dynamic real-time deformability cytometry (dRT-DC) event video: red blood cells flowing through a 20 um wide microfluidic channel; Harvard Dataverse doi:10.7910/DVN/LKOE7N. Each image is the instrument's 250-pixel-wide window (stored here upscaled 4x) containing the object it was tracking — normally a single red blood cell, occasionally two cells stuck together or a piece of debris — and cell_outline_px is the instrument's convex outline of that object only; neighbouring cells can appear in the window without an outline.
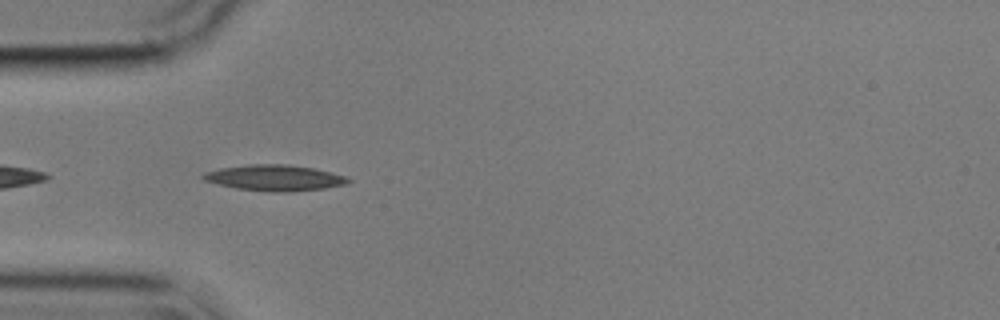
{"species": "common noctule bat (a hibernating species)", "species_latin": "Nyctalus noctula", "temperature_condition": "cold", "stored_images_in_passage": 39, "camera_frame_rate_fps": 3000, "um_per_image_px": 0.085, "animal": {"sex": "male", "body_mass_g": 17.9}, "frame": {"image": 1, "passage_image": 2, "time_ms": 0.333, "image_size_px": [1000, 320], "cell_outline_px": [[352, 180], [344, 184], [324, 188], [292, 192], [272, 192], [236, 188], [204, 180], [200, 176], [204, 172], [220, 168], [248, 164], [288, 164], [312, 168], [348, 176]], "centroid_in_image_um": [23.34, 15.11], "position_along_channel_um": 61.7, "area_um2": 21.85}}
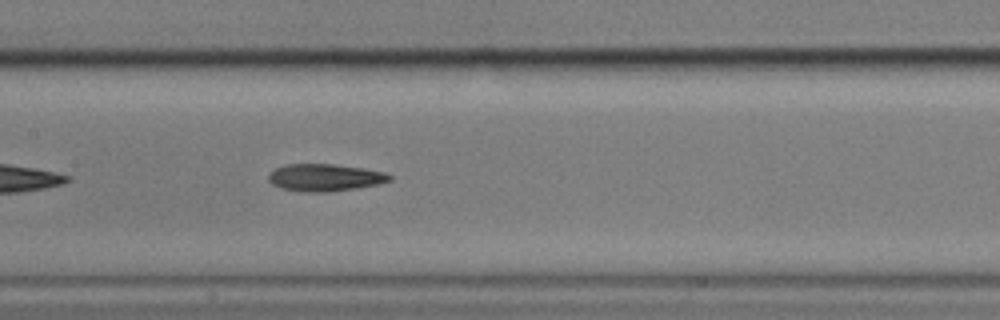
{"frame": {"image": 2, "passage_image": 12, "time_ms": 3.667, "image_size_px": [1000, 320], "cell_outline_px": [[392, 180], [380, 184], [356, 188], [328, 192], [308, 192], [280, 188], [272, 184], [268, 180], [268, 176], [276, 168], [288, 164], [332, 164], [364, 168], [384, 172], [392, 176]], "centroid_in_image_um": [27.64, 15.09], "position_along_channel_um": 179.8, "area_um2": 19.19}}
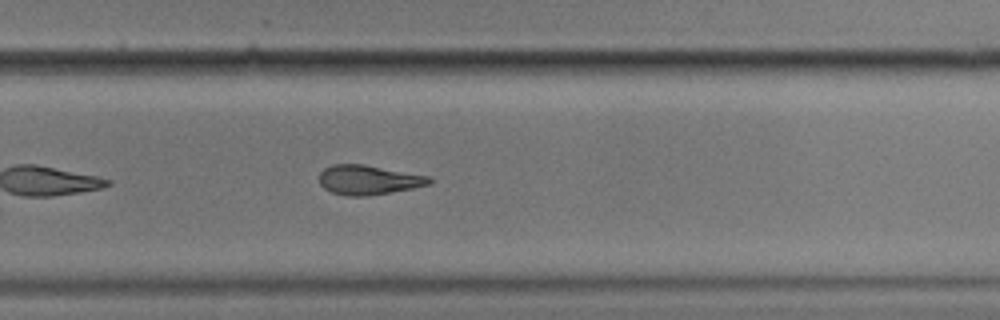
{"frame": {"image": 3, "passage_image": 22, "time_ms": 7.0, "image_size_px": [1000, 320], "cell_outline_px": [[436, 180], [432, 184], [412, 188], [368, 196], [348, 196], [332, 192], [324, 188], [320, 184], [320, 172], [324, 168], [332, 164], [364, 164], [432, 176]], "centroid_in_image_um": [31.39, 15.28], "position_along_channel_um": 298.4, "area_um2": 19.19}, "authors_computed_cell_mechanics": {"area_um2": 19.652, "velocity_mm_per_s": 3.5796, "shape_relaxation_time_tau1_ms": null, "shape_relaxation_time_tau2_ms": 5.2173, "deformation_change_tau1": null, "deformation_change_tau2": 0.1653}}